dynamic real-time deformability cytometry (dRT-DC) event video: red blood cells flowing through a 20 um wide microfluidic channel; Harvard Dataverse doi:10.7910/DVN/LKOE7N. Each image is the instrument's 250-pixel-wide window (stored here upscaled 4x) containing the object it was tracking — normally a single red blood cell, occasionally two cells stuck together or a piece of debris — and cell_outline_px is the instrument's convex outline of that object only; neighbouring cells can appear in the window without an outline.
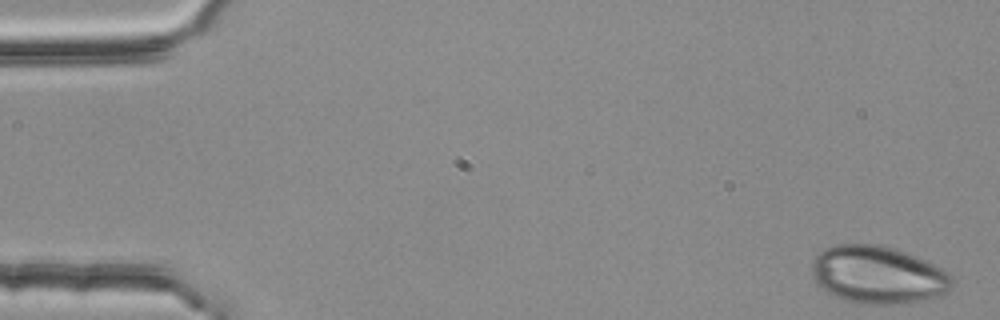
{"species": "common noctule bat (a hibernating species)", "species_latin": "Nyctalus noctula", "temperature_condition": "room temperature", "stored_images_in_passage": 4, "camera_frame_rate_fps": 3000, "um_per_image_px": 0.085, "animal": {"sex": "female", "body_mass_g": 25.1}, "frame": {"image": 1, "passage_image": 4, "time_ms": 1.0, "image_size_px": [1000, 320], "cell_outline_px": [[952, 288], [948, 292], [940, 296], [920, 300], [892, 304], [860, 304], [836, 296], [828, 292], [816, 284], [812, 276], [812, 260], [824, 248], [836, 244], [876, 244], [896, 248], [916, 256], [948, 272], [952, 276]], "centroid_in_image_um": [74.61, 23.35], "position_along_channel_um": 10.4, "area_um2": 47.11}}